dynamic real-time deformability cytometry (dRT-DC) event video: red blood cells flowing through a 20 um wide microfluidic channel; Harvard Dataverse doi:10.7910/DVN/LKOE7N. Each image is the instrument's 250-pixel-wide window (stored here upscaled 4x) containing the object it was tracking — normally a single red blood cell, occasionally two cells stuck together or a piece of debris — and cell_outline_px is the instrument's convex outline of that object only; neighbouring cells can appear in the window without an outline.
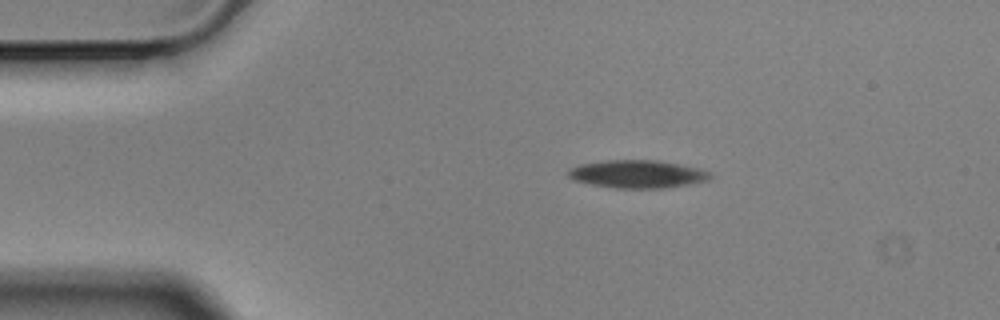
{"species": "Egyptian fruit bat (a non-hibernating species)", "species_latin": "Rousettus aegyptiacus", "temperature_condition": "cold", "stored_images_in_passage": 3, "camera_frame_rate_fps": 3000, "um_per_image_px": 0.085, "animal": {"sex": "male"}, "frame": {"image": 1, "passage_image": 2, "time_ms": 0.333, "image_size_px": [1000, 320], "cell_outline_px": [[712, 176], [708, 180], [688, 184], [664, 188], [616, 188], [592, 184], [572, 180], [568, 176], [568, 168], [580, 164], [604, 160], [660, 160], [680, 164], [696, 168], [708, 172]], "centroid_in_image_um": [54.13, 14.79], "position_along_channel_um": 30.9, "area_um2": 23.0}}